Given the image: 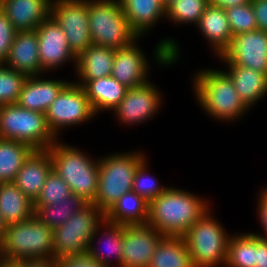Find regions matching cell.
Returning <instances> with one entry per match:
<instances>
[{"label":"cell","instance_id":"cell-46","mask_svg":"<svg viewBox=\"0 0 267 267\" xmlns=\"http://www.w3.org/2000/svg\"><path fill=\"white\" fill-rule=\"evenodd\" d=\"M0 267H19L16 262H7L0 260Z\"/></svg>","mask_w":267,"mask_h":267},{"label":"cell","instance_id":"cell-6","mask_svg":"<svg viewBox=\"0 0 267 267\" xmlns=\"http://www.w3.org/2000/svg\"><path fill=\"white\" fill-rule=\"evenodd\" d=\"M144 155L125 152L99 160L98 191L93 202L98 209L106 213L123 194L132 191L134 175Z\"/></svg>","mask_w":267,"mask_h":267},{"label":"cell","instance_id":"cell-19","mask_svg":"<svg viewBox=\"0 0 267 267\" xmlns=\"http://www.w3.org/2000/svg\"><path fill=\"white\" fill-rule=\"evenodd\" d=\"M52 169L53 161L49 151L34 150L18 171L14 183L34 202Z\"/></svg>","mask_w":267,"mask_h":267},{"label":"cell","instance_id":"cell-21","mask_svg":"<svg viewBox=\"0 0 267 267\" xmlns=\"http://www.w3.org/2000/svg\"><path fill=\"white\" fill-rule=\"evenodd\" d=\"M114 56L115 49L91 44L77 57L75 69L80 82L78 80L75 83L82 86L87 80L110 76L112 74Z\"/></svg>","mask_w":267,"mask_h":267},{"label":"cell","instance_id":"cell-36","mask_svg":"<svg viewBox=\"0 0 267 267\" xmlns=\"http://www.w3.org/2000/svg\"><path fill=\"white\" fill-rule=\"evenodd\" d=\"M147 159L143 160L137 167L132 191L145 198L149 203L158 198L168 187L159 185L157 179L147 173Z\"/></svg>","mask_w":267,"mask_h":267},{"label":"cell","instance_id":"cell-43","mask_svg":"<svg viewBox=\"0 0 267 267\" xmlns=\"http://www.w3.org/2000/svg\"><path fill=\"white\" fill-rule=\"evenodd\" d=\"M19 267H58L57 259H24L16 262Z\"/></svg>","mask_w":267,"mask_h":267},{"label":"cell","instance_id":"cell-14","mask_svg":"<svg viewBox=\"0 0 267 267\" xmlns=\"http://www.w3.org/2000/svg\"><path fill=\"white\" fill-rule=\"evenodd\" d=\"M161 95L158 88L151 82L141 86L129 88L123 100L113 110L119 122L125 125L144 122L157 113Z\"/></svg>","mask_w":267,"mask_h":267},{"label":"cell","instance_id":"cell-15","mask_svg":"<svg viewBox=\"0 0 267 267\" xmlns=\"http://www.w3.org/2000/svg\"><path fill=\"white\" fill-rule=\"evenodd\" d=\"M35 30L38 35L41 73L58 68L69 60H74L76 67L77 57L70 50L62 28L51 16Z\"/></svg>","mask_w":267,"mask_h":267},{"label":"cell","instance_id":"cell-12","mask_svg":"<svg viewBox=\"0 0 267 267\" xmlns=\"http://www.w3.org/2000/svg\"><path fill=\"white\" fill-rule=\"evenodd\" d=\"M218 58L226 65H239L267 75V32L254 30L233 36L230 46Z\"/></svg>","mask_w":267,"mask_h":267},{"label":"cell","instance_id":"cell-32","mask_svg":"<svg viewBox=\"0 0 267 267\" xmlns=\"http://www.w3.org/2000/svg\"><path fill=\"white\" fill-rule=\"evenodd\" d=\"M255 233L232 235L225 267H255Z\"/></svg>","mask_w":267,"mask_h":267},{"label":"cell","instance_id":"cell-10","mask_svg":"<svg viewBox=\"0 0 267 267\" xmlns=\"http://www.w3.org/2000/svg\"><path fill=\"white\" fill-rule=\"evenodd\" d=\"M96 115L82 86L69 82L45 113L46 123L57 138L61 128L87 122Z\"/></svg>","mask_w":267,"mask_h":267},{"label":"cell","instance_id":"cell-3","mask_svg":"<svg viewBox=\"0 0 267 267\" xmlns=\"http://www.w3.org/2000/svg\"><path fill=\"white\" fill-rule=\"evenodd\" d=\"M53 229L35 216L10 224L0 244V260L17 262L24 259H52Z\"/></svg>","mask_w":267,"mask_h":267},{"label":"cell","instance_id":"cell-28","mask_svg":"<svg viewBox=\"0 0 267 267\" xmlns=\"http://www.w3.org/2000/svg\"><path fill=\"white\" fill-rule=\"evenodd\" d=\"M148 267H194L183 236H163Z\"/></svg>","mask_w":267,"mask_h":267},{"label":"cell","instance_id":"cell-22","mask_svg":"<svg viewBox=\"0 0 267 267\" xmlns=\"http://www.w3.org/2000/svg\"><path fill=\"white\" fill-rule=\"evenodd\" d=\"M150 203L136 192L123 194L105 213V220L119 225H146Z\"/></svg>","mask_w":267,"mask_h":267},{"label":"cell","instance_id":"cell-42","mask_svg":"<svg viewBox=\"0 0 267 267\" xmlns=\"http://www.w3.org/2000/svg\"><path fill=\"white\" fill-rule=\"evenodd\" d=\"M258 216L260 223L265 232V236L263 234H256L259 237H263L267 239V188H263L259 194L258 200Z\"/></svg>","mask_w":267,"mask_h":267},{"label":"cell","instance_id":"cell-11","mask_svg":"<svg viewBox=\"0 0 267 267\" xmlns=\"http://www.w3.org/2000/svg\"><path fill=\"white\" fill-rule=\"evenodd\" d=\"M50 16L62 28L76 57L92 44L88 0H52Z\"/></svg>","mask_w":267,"mask_h":267},{"label":"cell","instance_id":"cell-30","mask_svg":"<svg viewBox=\"0 0 267 267\" xmlns=\"http://www.w3.org/2000/svg\"><path fill=\"white\" fill-rule=\"evenodd\" d=\"M33 151L26 143L0 138V183L14 182Z\"/></svg>","mask_w":267,"mask_h":267},{"label":"cell","instance_id":"cell-45","mask_svg":"<svg viewBox=\"0 0 267 267\" xmlns=\"http://www.w3.org/2000/svg\"><path fill=\"white\" fill-rule=\"evenodd\" d=\"M6 228H7V225L3 221L2 215L0 214V244H1L2 240H3V236L5 234Z\"/></svg>","mask_w":267,"mask_h":267},{"label":"cell","instance_id":"cell-4","mask_svg":"<svg viewBox=\"0 0 267 267\" xmlns=\"http://www.w3.org/2000/svg\"><path fill=\"white\" fill-rule=\"evenodd\" d=\"M56 140L47 150L53 169L68 184L72 193L93 203L99 180V159L94 161L81 150Z\"/></svg>","mask_w":267,"mask_h":267},{"label":"cell","instance_id":"cell-29","mask_svg":"<svg viewBox=\"0 0 267 267\" xmlns=\"http://www.w3.org/2000/svg\"><path fill=\"white\" fill-rule=\"evenodd\" d=\"M89 204L82 196L75 193L59 203L51 205H34V216L53 230L62 226L76 212Z\"/></svg>","mask_w":267,"mask_h":267},{"label":"cell","instance_id":"cell-13","mask_svg":"<svg viewBox=\"0 0 267 267\" xmlns=\"http://www.w3.org/2000/svg\"><path fill=\"white\" fill-rule=\"evenodd\" d=\"M164 235L146 225H125L121 267H148Z\"/></svg>","mask_w":267,"mask_h":267},{"label":"cell","instance_id":"cell-9","mask_svg":"<svg viewBox=\"0 0 267 267\" xmlns=\"http://www.w3.org/2000/svg\"><path fill=\"white\" fill-rule=\"evenodd\" d=\"M0 138L26 143L34 150H47L57 140L47 126L45 113L17 103L0 106Z\"/></svg>","mask_w":267,"mask_h":267},{"label":"cell","instance_id":"cell-38","mask_svg":"<svg viewBox=\"0 0 267 267\" xmlns=\"http://www.w3.org/2000/svg\"><path fill=\"white\" fill-rule=\"evenodd\" d=\"M16 30L0 9V64H4L9 54Z\"/></svg>","mask_w":267,"mask_h":267},{"label":"cell","instance_id":"cell-5","mask_svg":"<svg viewBox=\"0 0 267 267\" xmlns=\"http://www.w3.org/2000/svg\"><path fill=\"white\" fill-rule=\"evenodd\" d=\"M88 20L92 44L119 49L139 38L119 0H88Z\"/></svg>","mask_w":267,"mask_h":267},{"label":"cell","instance_id":"cell-1","mask_svg":"<svg viewBox=\"0 0 267 267\" xmlns=\"http://www.w3.org/2000/svg\"><path fill=\"white\" fill-rule=\"evenodd\" d=\"M205 199L168 187L150 202L148 225L164 236H183L210 209Z\"/></svg>","mask_w":267,"mask_h":267},{"label":"cell","instance_id":"cell-47","mask_svg":"<svg viewBox=\"0 0 267 267\" xmlns=\"http://www.w3.org/2000/svg\"><path fill=\"white\" fill-rule=\"evenodd\" d=\"M165 8H167L170 4H172L176 0H161Z\"/></svg>","mask_w":267,"mask_h":267},{"label":"cell","instance_id":"cell-27","mask_svg":"<svg viewBox=\"0 0 267 267\" xmlns=\"http://www.w3.org/2000/svg\"><path fill=\"white\" fill-rule=\"evenodd\" d=\"M0 214L8 226L34 216V202L14 182L0 183Z\"/></svg>","mask_w":267,"mask_h":267},{"label":"cell","instance_id":"cell-41","mask_svg":"<svg viewBox=\"0 0 267 267\" xmlns=\"http://www.w3.org/2000/svg\"><path fill=\"white\" fill-rule=\"evenodd\" d=\"M255 267H267V239L255 233Z\"/></svg>","mask_w":267,"mask_h":267},{"label":"cell","instance_id":"cell-16","mask_svg":"<svg viewBox=\"0 0 267 267\" xmlns=\"http://www.w3.org/2000/svg\"><path fill=\"white\" fill-rule=\"evenodd\" d=\"M137 40L130 45L115 49L111 76L126 88H134L147 83L149 63L138 47Z\"/></svg>","mask_w":267,"mask_h":267},{"label":"cell","instance_id":"cell-37","mask_svg":"<svg viewBox=\"0 0 267 267\" xmlns=\"http://www.w3.org/2000/svg\"><path fill=\"white\" fill-rule=\"evenodd\" d=\"M233 36L257 30L256 18L251 2L225 10Z\"/></svg>","mask_w":267,"mask_h":267},{"label":"cell","instance_id":"cell-39","mask_svg":"<svg viewBox=\"0 0 267 267\" xmlns=\"http://www.w3.org/2000/svg\"><path fill=\"white\" fill-rule=\"evenodd\" d=\"M58 267H105L88 253L57 259Z\"/></svg>","mask_w":267,"mask_h":267},{"label":"cell","instance_id":"cell-18","mask_svg":"<svg viewBox=\"0 0 267 267\" xmlns=\"http://www.w3.org/2000/svg\"><path fill=\"white\" fill-rule=\"evenodd\" d=\"M52 0H0V9L15 30H35L50 16Z\"/></svg>","mask_w":267,"mask_h":267},{"label":"cell","instance_id":"cell-24","mask_svg":"<svg viewBox=\"0 0 267 267\" xmlns=\"http://www.w3.org/2000/svg\"><path fill=\"white\" fill-rule=\"evenodd\" d=\"M224 71L231 79L237 93L250 108L267 95V75L239 65H228Z\"/></svg>","mask_w":267,"mask_h":267},{"label":"cell","instance_id":"cell-7","mask_svg":"<svg viewBox=\"0 0 267 267\" xmlns=\"http://www.w3.org/2000/svg\"><path fill=\"white\" fill-rule=\"evenodd\" d=\"M210 214L208 209L183 235L194 267L226 266L232 235Z\"/></svg>","mask_w":267,"mask_h":267},{"label":"cell","instance_id":"cell-8","mask_svg":"<svg viewBox=\"0 0 267 267\" xmlns=\"http://www.w3.org/2000/svg\"><path fill=\"white\" fill-rule=\"evenodd\" d=\"M105 221V213L89 203L53 231V257L77 256L88 252Z\"/></svg>","mask_w":267,"mask_h":267},{"label":"cell","instance_id":"cell-23","mask_svg":"<svg viewBox=\"0 0 267 267\" xmlns=\"http://www.w3.org/2000/svg\"><path fill=\"white\" fill-rule=\"evenodd\" d=\"M197 27L212 45L217 56L222 55L230 46L233 34L225 10L222 8L209 4L205 8Z\"/></svg>","mask_w":267,"mask_h":267},{"label":"cell","instance_id":"cell-44","mask_svg":"<svg viewBox=\"0 0 267 267\" xmlns=\"http://www.w3.org/2000/svg\"><path fill=\"white\" fill-rule=\"evenodd\" d=\"M249 2H251V0H211L209 4L211 6L226 10L230 7L245 5Z\"/></svg>","mask_w":267,"mask_h":267},{"label":"cell","instance_id":"cell-33","mask_svg":"<svg viewBox=\"0 0 267 267\" xmlns=\"http://www.w3.org/2000/svg\"><path fill=\"white\" fill-rule=\"evenodd\" d=\"M208 5L206 0H176L166 8V18L175 24L197 25Z\"/></svg>","mask_w":267,"mask_h":267},{"label":"cell","instance_id":"cell-25","mask_svg":"<svg viewBox=\"0 0 267 267\" xmlns=\"http://www.w3.org/2000/svg\"><path fill=\"white\" fill-rule=\"evenodd\" d=\"M119 1L131 28L139 38L146 34L157 20L166 17V8L161 0Z\"/></svg>","mask_w":267,"mask_h":267},{"label":"cell","instance_id":"cell-31","mask_svg":"<svg viewBox=\"0 0 267 267\" xmlns=\"http://www.w3.org/2000/svg\"><path fill=\"white\" fill-rule=\"evenodd\" d=\"M102 228L104 230V239L107 242V248L108 252L105 250L101 251L97 247H94V245L89 244L88 247V254L96 259L101 265L105 267H113L112 260L109 257L113 256L117 260V265L116 267H121V261H122V248H123V228L125 225H119V224H113L108 221H104L102 223ZM107 229V230H106ZM106 237V238H105ZM101 241L99 242L101 244ZM102 252V253H101ZM112 258V257H111Z\"/></svg>","mask_w":267,"mask_h":267},{"label":"cell","instance_id":"cell-35","mask_svg":"<svg viewBox=\"0 0 267 267\" xmlns=\"http://www.w3.org/2000/svg\"><path fill=\"white\" fill-rule=\"evenodd\" d=\"M68 184L52 169L47 175L45 184L39 196L34 201V205H51L59 203L71 195Z\"/></svg>","mask_w":267,"mask_h":267},{"label":"cell","instance_id":"cell-26","mask_svg":"<svg viewBox=\"0 0 267 267\" xmlns=\"http://www.w3.org/2000/svg\"><path fill=\"white\" fill-rule=\"evenodd\" d=\"M82 87L96 114L100 110L107 111L110 109L113 111L123 100L128 89L111 75L95 80H87Z\"/></svg>","mask_w":267,"mask_h":267},{"label":"cell","instance_id":"cell-34","mask_svg":"<svg viewBox=\"0 0 267 267\" xmlns=\"http://www.w3.org/2000/svg\"><path fill=\"white\" fill-rule=\"evenodd\" d=\"M27 76L0 64V106L17 103Z\"/></svg>","mask_w":267,"mask_h":267},{"label":"cell","instance_id":"cell-2","mask_svg":"<svg viewBox=\"0 0 267 267\" xmlns=\"http://www.w3.org/2000/svg\"><path fill=\"white\" fill-rule=\"evenodd\" d=\"M192 83L201 108L213 118L234 121L250 109L224 70H200Z\"/></svg>","mask_w":267,"mask_h":267},{"label":"cell","instance_id":"cell-17","mask_svg":"<svg viewBox=\"0 0 267 267\" xmlns=\"http://www.w3.org/2000/svg\"><path fill=\"white\" fill-rule=\"evenodd\" d=\"M4 65L27 77L41 75L36 30L16 32Z\"/></svg>","mask_w":267,"mask_h":267},{"label":"cell","instance_id":"cell-20","mask_svg":"<svg viewBox=\"0 0 267 267\" xmlns=\"http://www.w3.org/2000/svg\"><path fill=\"white\" fill-rule=\"evenodd\" d=\"M41 75L27 77L17 104L31 111L46 113L60 91L69 81L42 79Z\"/></svg>","mask_w":267,"mask_h":267},{"label":"cell","instance_id":"cell-40","mask_svg":"<svg viewBox=\"0 0 267 267\" xmlns=\"http://www.w3.org/2000/svg\"><path fill=\"white\" fill-rule=\"evenodd\" d=\"M257 30L267 32V0H251Z\"/></svg>","mask_w":267,"mask_h":267}]
</instances>
